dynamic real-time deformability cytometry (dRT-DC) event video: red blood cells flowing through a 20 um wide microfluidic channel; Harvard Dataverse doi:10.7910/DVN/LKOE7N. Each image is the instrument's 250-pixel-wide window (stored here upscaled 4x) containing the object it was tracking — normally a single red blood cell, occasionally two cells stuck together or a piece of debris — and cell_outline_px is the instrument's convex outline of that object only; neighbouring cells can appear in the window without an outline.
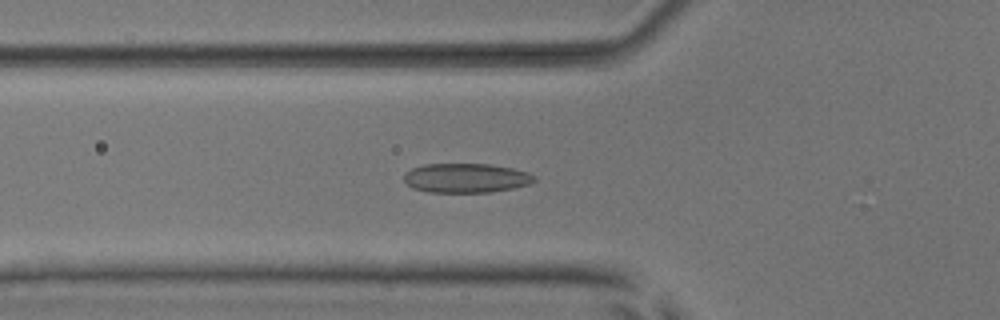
{"species": "common noctule bat (a hibernating species)", "species_latin": "Nyctalus noctula", "temperature_condition": "room temperature", "stored_images_in_passage": 51, "camera_frame_rate_fps": 3000, "um_per_image_px": 0.085, "animal": {"sex": "male", "body_mass_g": 17.9, "forearm_length_mm": 54.2}, "frame": {"image": 1, "passage_image": 18, "time_ms": 5.667, "image_size_px": [1000, 320], "cell_outline_px": [[536, 180], [528, 184], [512, 188], [488, 192], [428, 192], [412, 188], [404, 180], [404, 172], [412, 168], [424, 164], [488, 164], [512, 168], [528, 172], [536, 176]], "centroid_in_image_um": [39.59, 15.12], "position_along_channel_um": 86.2, "area_um2": 22.25}}
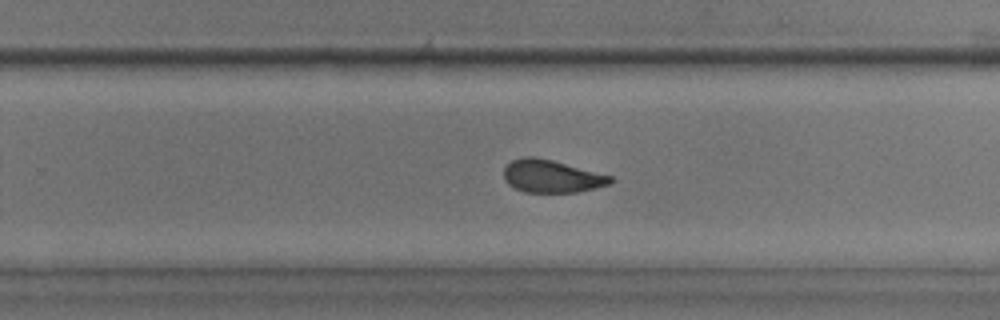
{"frame": {"image": 2, "passage_image": 33, "time_ms": 10.667, "image_size_px": [1000, 320], "cell_outline_px": [[616, 180], [612, 184], [596, 188], [576, 192], [524, 192], [508, 184], [504, 180], [504, 168], [512, 160], [524, 156], [532, 156], [552, 160], [612, 176]], "centroid_in_image_um": [46.91, 14.98], "position_along_channel_um": 282.9, "area_um2": 20.35}}
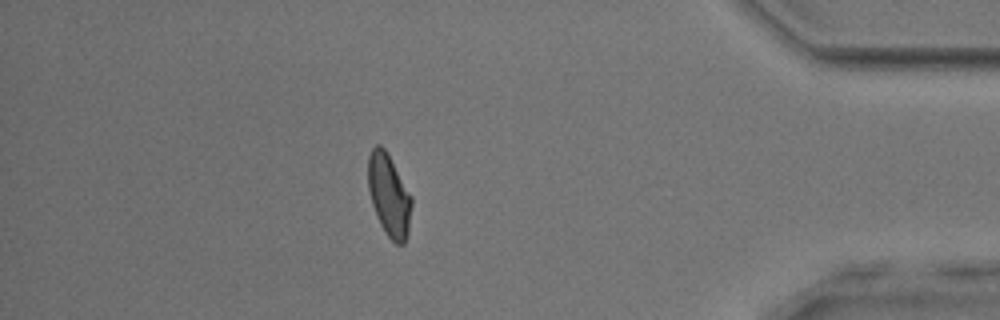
{"frame": {"image": 3, "passage_image": 45, "time_ms": 14.667, "image_size_px": [1000, 320], "cell_outline_px": [[412, 204], [408, 232], [404, 244], [396, 244], [384, 232], [376, 216], [372, 204], [368, 188], [368, 156], [372, 148], [376, 144], [380, 144], [388, 152], [412, 196]], "centroid_in_image_um": [33.06, 16.57], "position_along_channel_um": 402.1, "area_um2": 21.1}, "authors_computed_cell_mechanics": {"area_um2": 21.4438, "velocity_mm_per_s": 3.9479, "shape_relaxation_time_tau1_ms": 5.4247, "shape_relaxation_time_tau2_ms": 1.546, "deformation_change_tau1": 0.1501, "deformation_change_tau2": 0.0613}}